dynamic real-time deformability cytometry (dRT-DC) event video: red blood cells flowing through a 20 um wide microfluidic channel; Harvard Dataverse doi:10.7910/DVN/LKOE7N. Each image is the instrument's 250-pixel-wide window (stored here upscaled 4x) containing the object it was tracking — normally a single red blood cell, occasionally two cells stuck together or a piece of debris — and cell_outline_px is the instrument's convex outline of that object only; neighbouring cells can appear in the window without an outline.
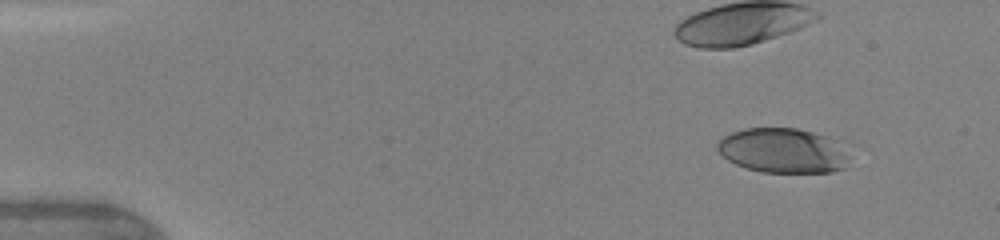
{"species": "human", "species_latin": "Homo sapiens", "temperature_condition": "warm", "stored_images_in_passage": 6, "camera_frame_rate_fps": 3000, "um_per_image_px": 0.085, "donor": {"sex": "female"}, "frame": {"image": 1, "passage_image": 3, "time_ms": 1.667, "image_size_px": [1000, 240], "cell_outline_px": [[848, 156], [844, 168], [832, 172], [764, 172], [748, 168], [736, 164], [728, 160], [716, 148], [716, 144], [724, 136], [732, 132], [744, 128], [796, 128], [812, 132], [824, 136]], "centroid_in_image_um": [66.45, 12.8], "position_along_channel_um": 18.5, "area_um2": 33.52}}